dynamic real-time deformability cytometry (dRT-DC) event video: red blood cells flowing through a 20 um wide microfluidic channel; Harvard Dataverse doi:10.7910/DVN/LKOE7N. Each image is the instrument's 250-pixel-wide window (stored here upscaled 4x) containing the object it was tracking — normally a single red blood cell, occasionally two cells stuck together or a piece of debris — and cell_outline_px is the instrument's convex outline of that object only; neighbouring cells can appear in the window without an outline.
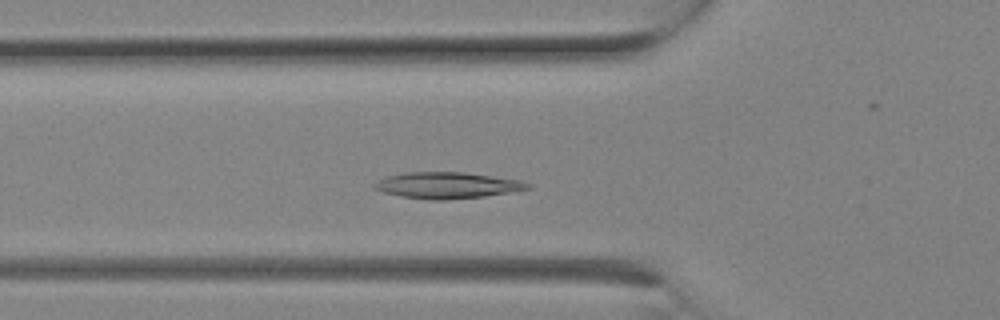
{"species": "Egyptian fruit bat (a non-hibernating species)", "species_latin": "Rousettus aegyptiacus", "temperature_condition": "room temperature", "stored_images_in_passage": 5, "camera_frame_rate_fps": 3000, "um_per_image_px": 0.085, "animal": {"sex": "female"}, "frame": {"image": 1, "passage_image": 3, "time_ms": 0.667, "image_size_px": [1000, 320], "cell_outline_px": [[532, 188], [484, 196], [444, 200], [432, 200], [400, 196], [384, 192], [372, 188], [372, 184], [388, 176], [404, 172], [464, 172], [520, 180], [532, 184]], "centroid_in_image_um": [38.0, 15.75], "position_along_channel_um": 87.8, "area_um2": 23.35}}
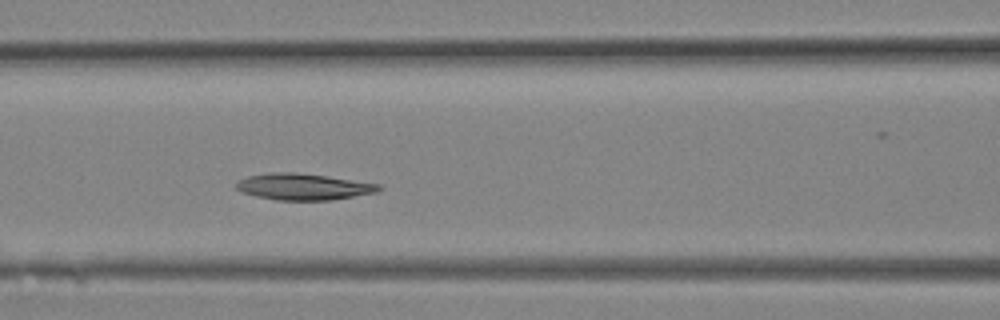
{"frame": {"image": 2, "passage_image": 5, "time_ms": 1.333, "image_size_px": [1000, 320], "cell_outline_px": [[384, 188], [376, 192], [332, 200], [276, 200], [256, 196], [240, 192], [236, 188], [236, 184], [240, 180], [248, 176], [268, 172], [296, 172], [328, 176], [380, 184]], "centroid_in_image_um": [25.79, 15.87], "position_along_channel_um": 140.8, "area_um2": 22.02}}